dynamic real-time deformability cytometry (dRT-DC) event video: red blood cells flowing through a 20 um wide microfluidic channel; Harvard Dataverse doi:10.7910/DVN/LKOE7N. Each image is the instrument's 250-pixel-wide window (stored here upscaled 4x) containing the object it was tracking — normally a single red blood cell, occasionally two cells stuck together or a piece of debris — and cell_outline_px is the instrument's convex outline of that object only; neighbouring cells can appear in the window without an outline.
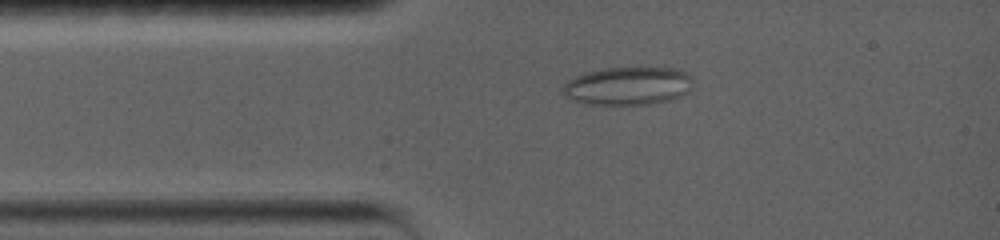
{"species": "common noctule bat (a hibernating species)", "species_latin": "Nyctalus noctula", "temperature_condition": "warm", "stored_images_in_passage": 73, "camera_frame_rate_fps": 5000, "um_per_image_px": 0.085, "animal": {"sex": "female", "body_mass_g": 19.0, "forearm_length_mm": 56.7}, "frame": {"image": 1, "passage_image": 12, "time_ms": 2.6, "image_size_px": [1000, 240], "cell_outline_px": [[692, 80], [688, 92], [680, 96], [668, 100], [648, 104], [584, 104], [568, 100], [564, 92], [564, 84], [568, 80], [584, 72], [604, 68], [676, 68], [688, 72], [692, 76]], "centroid_in_image_um": [53.36, 7.3], "position_along_channel_um": 31.6, "area_um2": 28.96}}
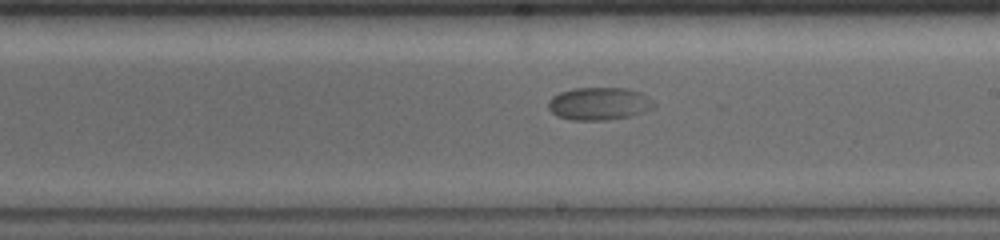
{"frame": {"image": 2, "passage_image": 39, "time_ms": 9.0, "image_size_px": [1000, 240], "cell_outline_px": [[656, 104], [652, 108], [628, 116], [608, 120], [572, 120], [556, 116], [548, 108], [548, 100], [552, 96], [560, 92], [572, 88], [628, 88], [640, 92], [652, 100]], "centroid_in_image_um": [50.88, 8.8], "position_along_channel_um": 238.1, "area_um2": 20.11}}
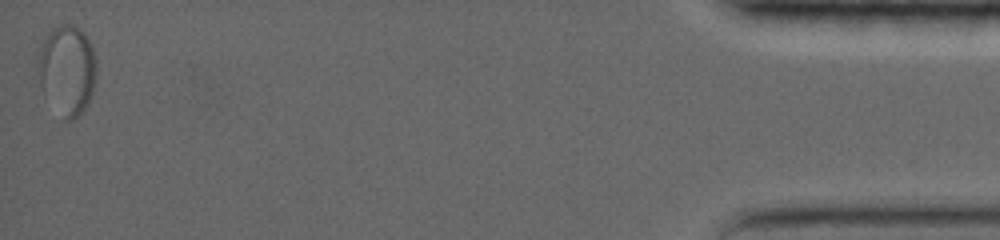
{"frame": {"image": 3, "passage_image": 73, "time_ms": 18.4, "image_size_px": [1000, 240], "cell_outline_px": [[96, 72], [92, 92], [88, 104], [80, 116], [72, 120], [64, 120], [44, 92], [40, 84], [36, 72], [36, 60], [44, 36], [52, 28], [60, 24], [76, 24], [84, 32], [96, 56]], "centroid_in_image_um": [5.69, 5.91], "position_along_channel_um": 429.5, "area_um2": 31.1}, "authors_computed_cell_mechanics": {"area_um2": 25.3164, "velocity_mm_per_s": 3.4353, "shape_relaxation_time_tau1_ms": 3.8571, "shape_relaxation_time_tau2_ms": null, "deformation_change_tau1": 0.0498, "deformation_change_tau2": null}}